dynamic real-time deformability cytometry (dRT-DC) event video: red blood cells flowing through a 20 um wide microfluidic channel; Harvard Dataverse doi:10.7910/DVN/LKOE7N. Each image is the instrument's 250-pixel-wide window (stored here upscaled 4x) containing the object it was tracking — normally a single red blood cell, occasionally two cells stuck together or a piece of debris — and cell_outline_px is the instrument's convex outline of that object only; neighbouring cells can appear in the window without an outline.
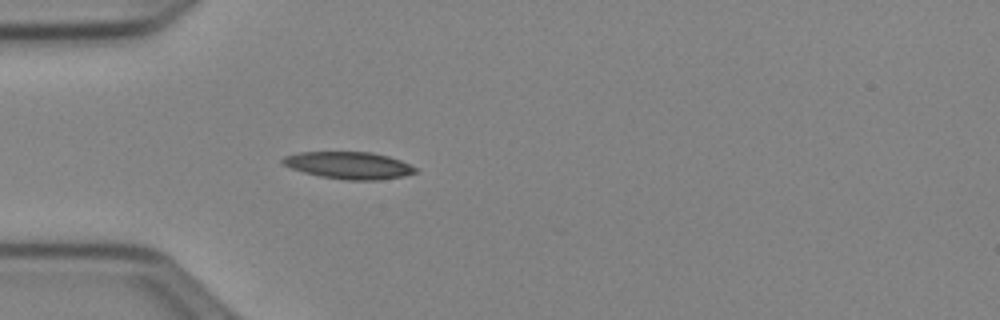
{"species": "Egyptian fruit bat (a non-hibernating species)", "species_latin": "Rousettus aegyptiacus", "temperature_condition": "cold", "stored_images_in_passage": 31, "camera_frame_rate_fps": 3000, "um_per_image_px": 0.085, "animal": {"sex": "female"}, "frame": {"image": 1, "passage_image": 1, "time_ms": 0.0, "image_size_px": [1000, 320], "cell_outline_px": [[416, 172], [404, 176], [380, 180], [344, 180], [320, 176], [304, 172], [280, 164], [280, 160], [284, 156], [300, 152], [372, 152], [388, 156], [400, 160], [416, 168]], "centroid_in_image_um": [29.62, 14.05], "position_along_channel_um": 55.4, "area_um2": 20.98}}
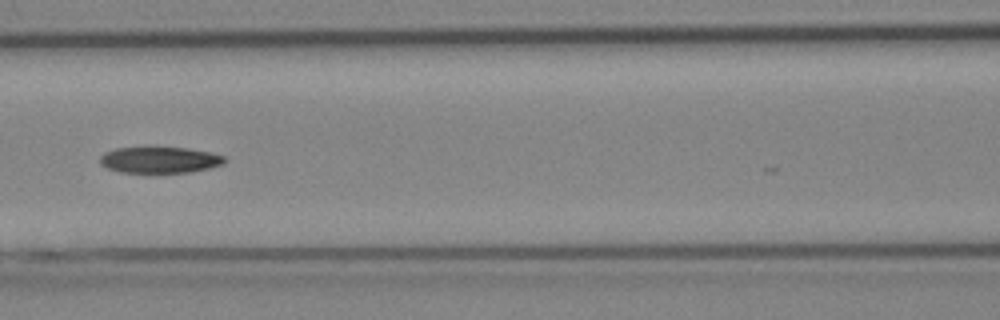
{"frame": {"image": 2, "passage_image": 9, "time_ms": 2.667, "image_size_px": [1000, 320], "cell_outline_px": [[228, 160], [224, 164], [192, 172], [120, 172], [108, 168], [100, 164], [100, 156], [104, 152], [116, 148], [188, 148], [208, 152], [224, 156]], "centroid_in_image_um": [13.59, 13.6], "position_along_channel_um": 153.0, "area_um2": 18.84}}
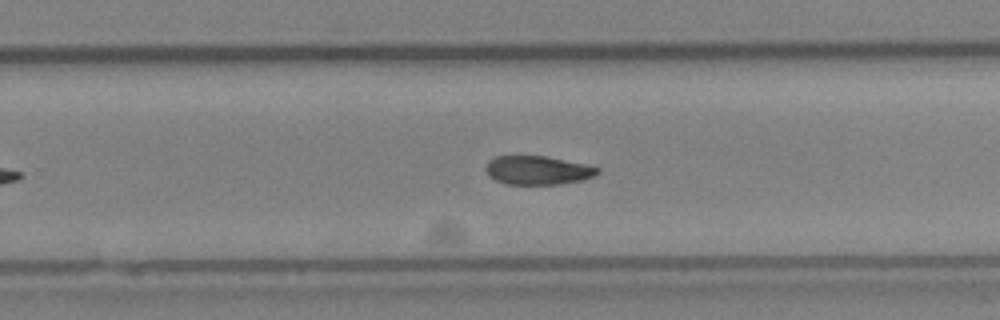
{"frame": {"image": 3, "passage_image": 19, "time_ms": 6.0, "image_size_px": [1000, 320], "cell_outline_px": [[600, 172], [596, 176], [584, 180], [560, 184], [504, 184], [488, 176], [484, 168], [488, 160], [496, 156], [544, 156], [584, 164], [600, 168]], "centroid_in_image_um": [45.69, 14.48], "position_along_channel_um": 284.1, "area_um2": 18.84}}